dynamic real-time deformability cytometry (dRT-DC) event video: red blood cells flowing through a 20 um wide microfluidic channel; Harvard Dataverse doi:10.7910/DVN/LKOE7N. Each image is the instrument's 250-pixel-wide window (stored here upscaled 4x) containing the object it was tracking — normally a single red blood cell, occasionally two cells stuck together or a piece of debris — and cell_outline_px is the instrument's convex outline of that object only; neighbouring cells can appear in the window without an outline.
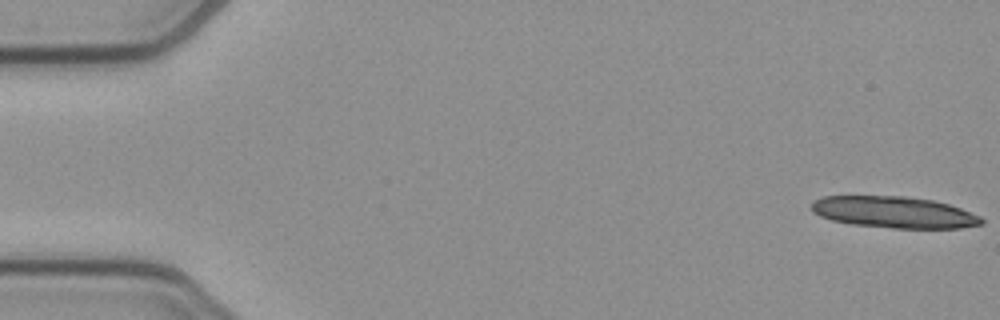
{"species": "common noctule bat (a hibernating species)", "species_latin": "Nyctalus noctula", "temperature_condition": "cold", "stored_images_in_passage": 15, "camera_frame_rate_fps": 3000, "um_per_image_px": 0.085, "animal": {"sex": "female", "body_mass_g": 21.9}, "frame": {"image": 1, "passage_image": 1, "time_ms": 0.0, "image_size_px": [1000, 320], "cell_outline_px": [[984, 224], [960, 228], [892, 228], [852, 224], [832, 220], [820, 216], [812, 212], [812, 200], [824, 196], [904, 196], [932, 200], [948, 204], [960, 208], [980, 216], [984, 220]], "centroid_in_image_um": [75.99, 18.04], "position_along_channel_um": 9.0, "area_um2": 31.21}}